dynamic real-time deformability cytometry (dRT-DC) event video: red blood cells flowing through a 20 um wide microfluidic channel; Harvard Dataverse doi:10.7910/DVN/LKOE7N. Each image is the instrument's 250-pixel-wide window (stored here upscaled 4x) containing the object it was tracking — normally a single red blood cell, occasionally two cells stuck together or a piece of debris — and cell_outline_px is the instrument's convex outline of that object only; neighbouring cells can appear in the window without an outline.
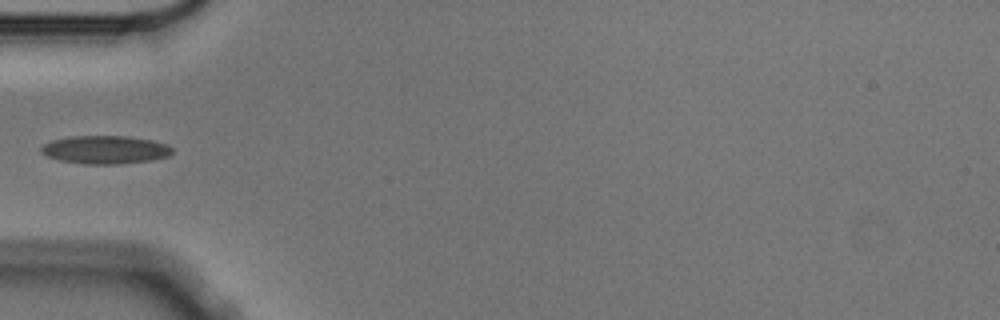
{"species": "Egyptian fruit bat (a non-hibernating species)", "species_latin": "Rousettus aegyptiacus", "temperature_condition": "cold", "stored_images_in_passage": 5, "camera_frame_rate_fps": 3000, "um_per_image_px": 0.085, "animal": {"sex": "male"}, "frame": {"image": 1, "passage_image": 4, "time_ms": 1.0, "image_size_px": [1000, 320], "cell_outline_px": [[172, 152], [168, 156], [152, 160], [120, 164], [84, 164], [60, 160], [48, 156], [40, 152], [40, 148], [44, 144], [52, 140], [72, 136], [128, 136], [152, 140], [168, 144], [172, 148]], "centroid_in_image_um": [8.96, 12.72], "position_along_channel_um": 76.0, "area_um2": 21.56}}
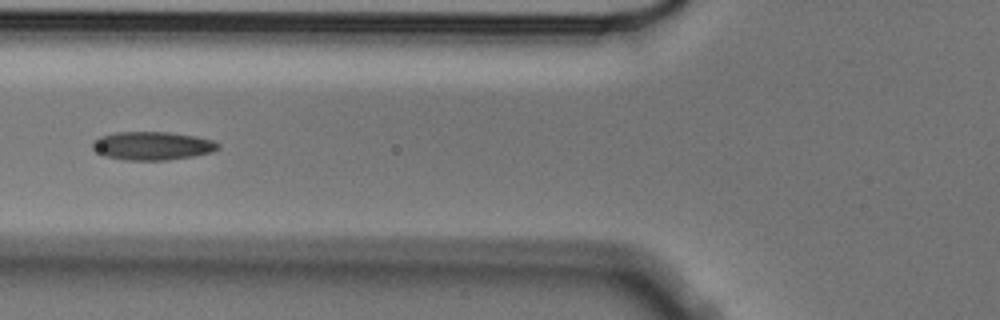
{"frame": {"image": 2, "passage_image": 5, "time_ms": 1.333, "image_size_px": [1000, 320], "cell_outline_px": [[220, 148], [212, 152], [192, 156], [168, 160], [124, 160], [104, 156], [96, 152], [92, 148], [92, 140], [100, 136], [116, 132], [168, 132], [196, 136], [212, 140], [220, 144]], "centroid_in_image_um": [12.92, 12.39], "position_along_channel_um": 112.9, "area_um2": 20.92}}